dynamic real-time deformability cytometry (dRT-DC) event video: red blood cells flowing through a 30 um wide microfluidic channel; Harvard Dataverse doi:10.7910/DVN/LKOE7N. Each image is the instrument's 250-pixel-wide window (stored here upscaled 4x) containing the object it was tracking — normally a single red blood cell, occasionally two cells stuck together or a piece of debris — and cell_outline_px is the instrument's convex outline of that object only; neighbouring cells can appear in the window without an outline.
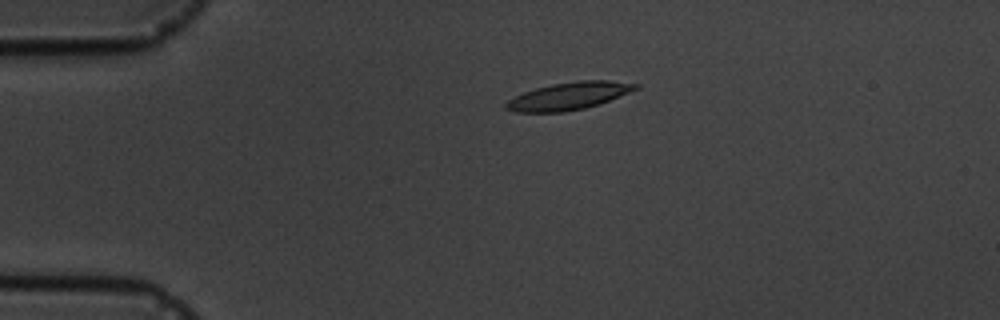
{"species": "common noctule bat (a hibernating species)", "species_latin": "Nyctalus noctula", "temperature_condition": "cold", "stored_images_in_passage": 8, "camera_frame_rate_fps": 3000, "um_per_image_px": 0.085, "animal": {"sex": "male", "body_mass_g": 19.5, "forearm_length_mm": 54.6}, "frame": {"image": 1, "passage_image": 4, "time_ms": 3.667, "image_size_px": [1000, 320], "cell_outline_px": [[640, 88], [600, 104], [584, 108], [564, 112], [516, 112], [504, 108], [504, 104], [508, 100], [524, 92], [536, 88], [552, 84], [576, 80], [608, 80], [640, 84]], "centroid_in_image_um": [48.37, 8.15], "position_along_channel_um": 36.6, "area_um2": 20.81}}
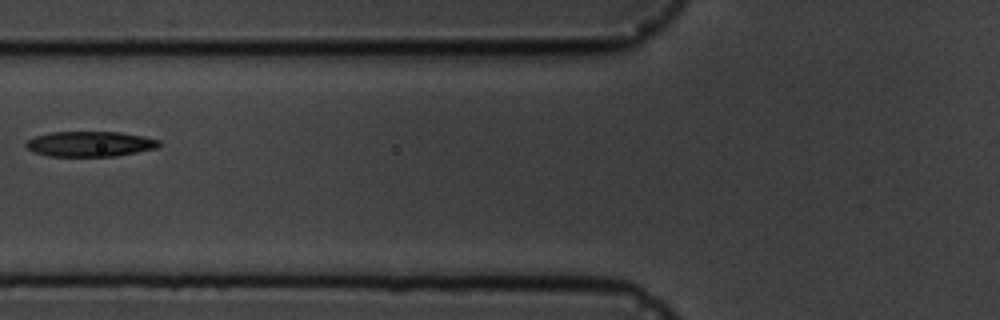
{"frame": {"image": 2, "passage_image": 7, "time_ms": 7.0, "image_size_px": [1000, 320], "cell_outline_px": [[160, 144], [156, 148], [116, 156], [48, 156], [32, 152], [24, 144], [28, 140], [36, 136], [52, 132], [120, 132], [144, 136], [160, 140]], "centroid_in_image_um": [7.64, 12.23], "position_along_channel_um": 118.2, "area_um2": 19.54}}
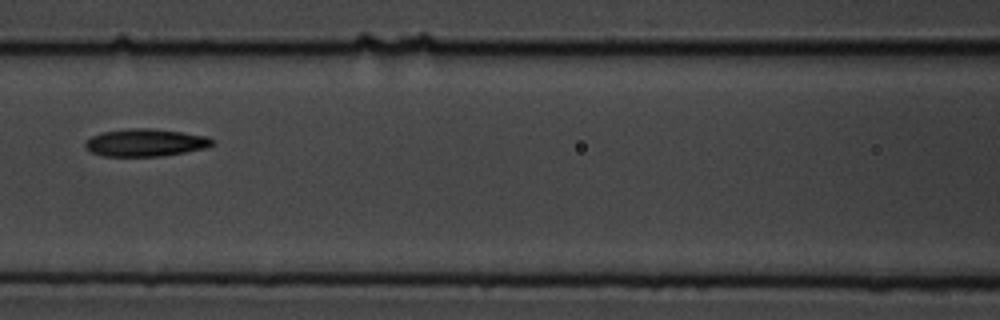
{"frame": {"image": 3, "passage_image": 8, "time_ms": 8.0, "image_size_px": [1000, 320], "cell_outline_px": [[216, 144], [208, 148], [164, 156], [104, 156], [92, 152], [84, 148], [84, 140], [92, 136], [104, 132], [132, 128], [152, 128], [208, 136], [216, 140]], "centroid_in_image_um": [12.41, 12.13], "position_along_channel_um": 154.2, "area_um2": 20.63}}